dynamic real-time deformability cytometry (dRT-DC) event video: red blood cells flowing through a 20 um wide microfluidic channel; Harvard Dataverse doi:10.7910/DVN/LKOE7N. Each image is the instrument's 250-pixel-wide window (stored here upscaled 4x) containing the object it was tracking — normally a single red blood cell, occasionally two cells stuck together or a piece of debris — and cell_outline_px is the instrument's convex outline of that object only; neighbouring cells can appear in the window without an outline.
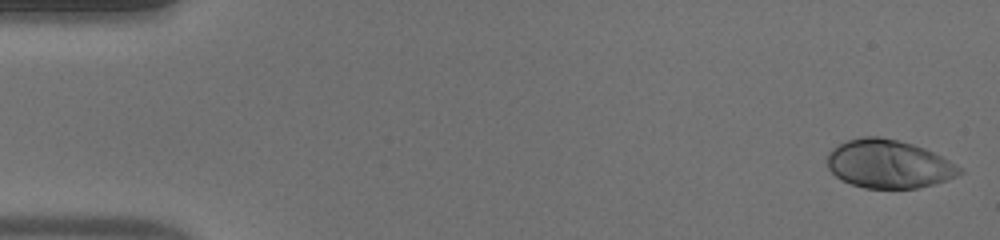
{"species": "human", "species_latin": "Homo sapiens", "temperature_condition": "warm", "stored_images_in_passage": 49, "camera_frame_rate_fps": 3000, "um_per_image_px": 0.085, "donor": {"sex": "male"}, "frame": {"image": 1, "passage_image": 1, "time_ms": 0.0, "image_size_px": [1000, 240], "cell_outline_px": [[964, 172], [948, 180], [920, 188], [864, 188], [840, 180], [828, 168], [828, 152], [832, 148], [848, 140], [860, 136], [880, 136], [912, 144], [924, 148], [964, 168]], "centroid_in_image_um": [75.54, 13.95], "position_along_channel_um": 9.5, "area_um2": 37.34}}
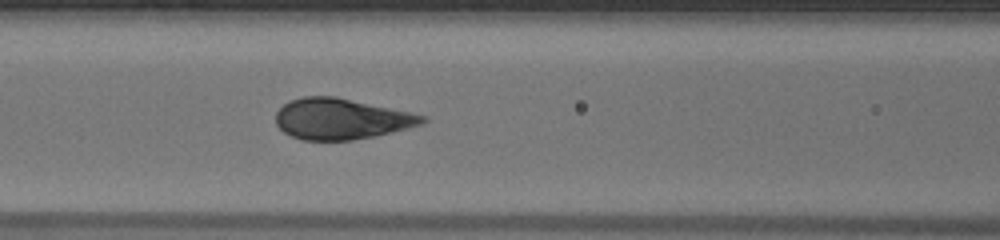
{"frame": {"image": 2, "passage_image": 21, "time_ms": 6.667, "image_size_px": [1000, 240], "cell_outline_px": [[428, 120], [420, 124], [408, 128], [392, 132], [352, 140], [300, 140], [284, 132], [276, 124], [276, 112], [288, 100], [304, 96], [336, 96], [412, 112], [428, 116]], "centroid_in_image_um": [29.0, 10.09], "position_along_channel_um": 137.6, "area_um2": 35.03}}
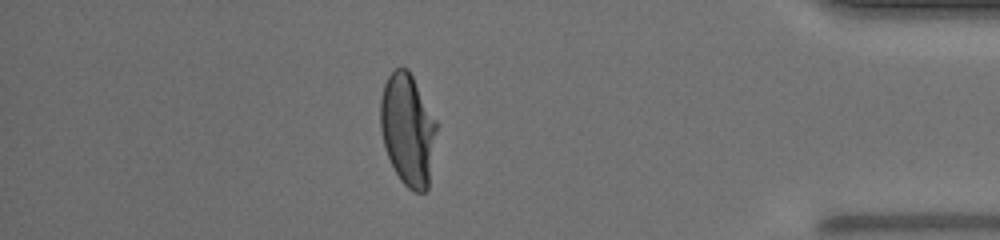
{"frame": {"image": 3, "passage_image": 43, "time_ms": 14.0, "image_size_px": [1000, 240], "cell_outline_px": [[440, 124], [428, 188], [424, 192], [416, 192], [408, 188], [400, 180], [388, 156], [384, 144], [380, 128], [380, 100], [384, 84], [388, 76], [396, 68], [408, 68]], "centroid_in_image_um": [34.71, 11.01], "position_along_channel_um": 400.5, "area_um2": 37.34}, "authors_computed_cell_mechanics": {"area_um2": 36.7608, "velocity_mm_per_s": 4.1029, "shape_relaxation_time_tau1_ms": 3.429, "shape_relaxation_time_tau2_ms": null, "deformation_change_tau1": 0.1998, "deformation_change_tau2": null}}